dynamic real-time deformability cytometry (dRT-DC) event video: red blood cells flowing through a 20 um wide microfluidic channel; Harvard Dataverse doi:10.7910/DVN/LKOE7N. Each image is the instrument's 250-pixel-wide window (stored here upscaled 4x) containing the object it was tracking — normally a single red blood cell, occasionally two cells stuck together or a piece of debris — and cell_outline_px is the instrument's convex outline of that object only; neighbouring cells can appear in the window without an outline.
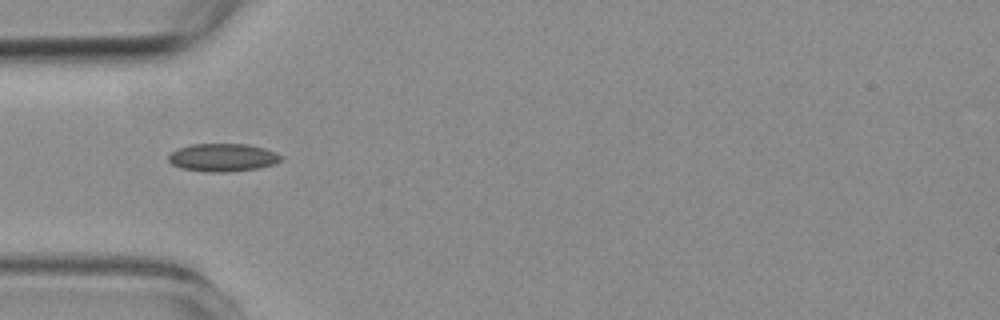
{"species": "common noctule bat (a hibernating species)", "species_latin": "Nyctalus noctula", "temperature_condition": "room temperature", "stored_images_in_passage": 1, "camera_frame_rate_fps": 3000, "um_per_image_px": 0.085, "animal": {"sex": "female", "body_mass_g": 19.3, "forearm_length_mm": 54.1}, "frame": {"image": 1, "passage_image": 1, "time_ms": 0.0, "image_size_px": [1000, 320], "cell_outline_px": [[284, 160], [272, 164], [256, 168], [224, 172], [208, 172], [180, 168], [172, 164], [168, 160], [168, 156], [172, 152], [180, 148], [192, 144], [248, 144], [264, 148], [276, 152], [284, 156]], "centroid_in_image_um": [18.96, 13.38], "position_along_channel_um": 66.0, "area_um2": 18.26}}